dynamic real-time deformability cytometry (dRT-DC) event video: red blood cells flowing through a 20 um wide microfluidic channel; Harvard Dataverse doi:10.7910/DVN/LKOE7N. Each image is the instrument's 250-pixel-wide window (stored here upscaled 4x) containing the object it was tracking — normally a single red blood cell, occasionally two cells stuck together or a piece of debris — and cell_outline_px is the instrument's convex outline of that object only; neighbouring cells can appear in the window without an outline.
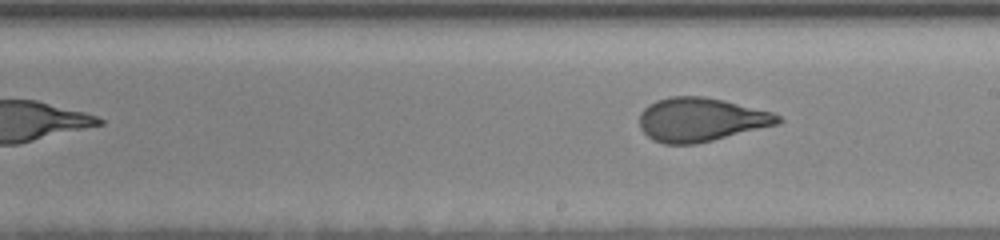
{"species": "human", "species_latin": "Homo sapiens", "temperature_condition": "room temperature", "stored_images_in_passage": 18, "segment_of_instrument_passage": [2, 2], "camera_frame_rate_fps": 3000, "um_per_image_px": 0.085, "donor": {"sex": "female"}, "frame": {"image": 1, "passage_image": 18, "time_ms": 7.667, "image_size_px": [1000, 240], "cell_outline_px": [[784, 120], [780, 124], [696, 144], [664, 144], [652, 140], [640, 128], [640, 112], [648, 104], [656, 100], [668, 96], [704, 96], [724, 100], [772, 112], [780, 116]], "centroid_in_image_um": [59.57, 10.16], "position_along_channel_um": 229.4, "area_um2": 35.55}}